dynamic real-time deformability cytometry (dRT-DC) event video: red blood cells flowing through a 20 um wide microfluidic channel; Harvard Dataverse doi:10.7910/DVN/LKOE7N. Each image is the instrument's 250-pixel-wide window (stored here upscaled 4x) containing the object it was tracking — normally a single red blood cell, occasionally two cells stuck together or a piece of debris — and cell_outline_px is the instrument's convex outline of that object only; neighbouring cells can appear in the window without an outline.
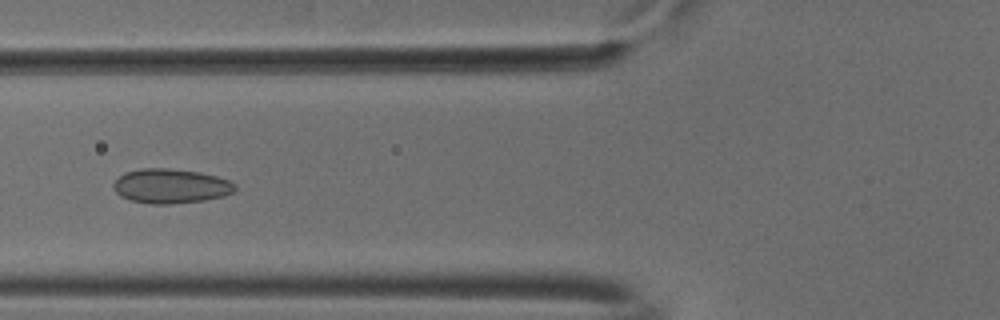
{"species": "common noctule bat (a hibernating species)", "species_latin": "Nyctalus noctula", "temperature_condition": "cold", "stored_images_in_passage": 53, "camera_frame_rate_fps": 3000, "um_per_image_px": 0.085, "animal": {"sex": "male", "body_mass_g": 18.8}, "frame": {"image": 1, "passage_image": 20, "time_ms": 6.333, "image_size_px": [1000, 320], "cell_outline_px": [[236, 188], [232, 192], [224, 196], [204, 200], [168, 204], [152, 204], [132, 200], [120, 196], [116, 192], [112, 184], [124, 172], [140, 168], [168, 168], [200, 172], [216, 176], [228, 180], [236, 184]], "centroid_in_image_um": [14.51, 15.8], "position_along_channel_um": 111.3, "area_um2": 24.39}}
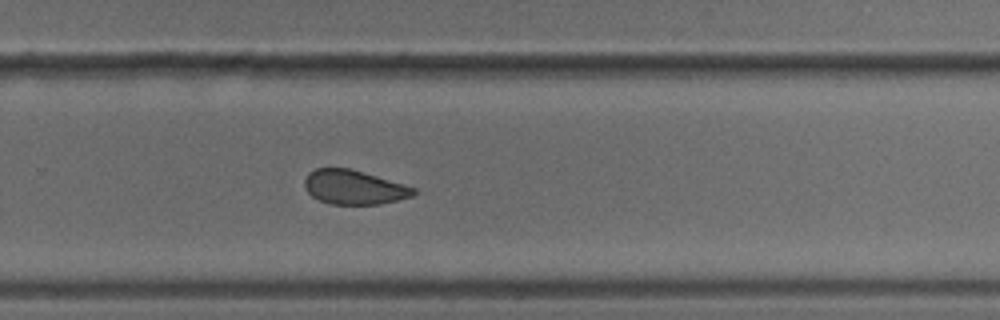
{"frame": {"image": 2, "passage_image": 35, "time_ms": 11.333, "image_size_px": [1000, 320], "cell_outline_px": [[416, 192], [412, 196], [380, 204], [328, 204], [312, 196], [304, 188], [304, 180], [308, 172], [316, 168], [348, 168], [364, 172], [404, 184], [416, 188]], "centroid_in_image_um": [30.06, 15.91], "position_along_channel_um": 299.7, "area_um2": 21.73}}
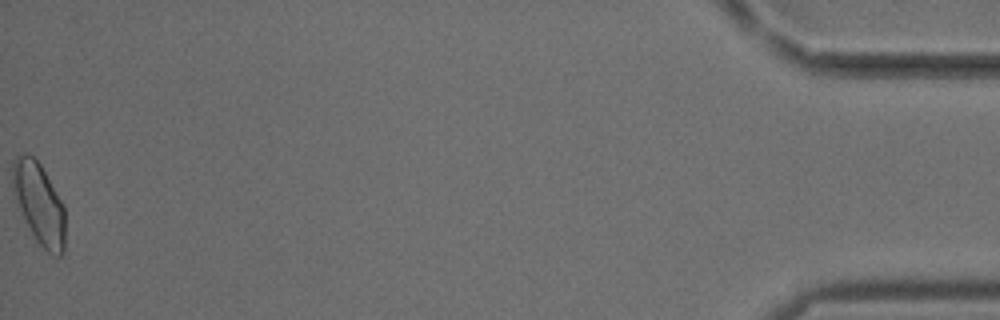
{"frame": {"image": 3, "passage_image": 53, "time_ms": 17.333, "image_size_px": [1000, 320], "cell_outline_px": [[64, 252], [60, 256], [52, 256], [36, 240], [24, 220], [16, 200], [12, 184], [12, 168], [16, 156], [24, 152], [32, 156], [40, 164], [64, 204]], "centroid_in_image_um": [3.33, 17.31], "position_along_channel_um": 431.9, "area_um2": 24.8}, "authors_computed_cell_mechanics": {"area_um2": 23.6402, "velocity_mm_per_s": 3.7631, "shape_relaxation_time_tau1_ms": null, "shape_relaxation_time_tau2_ms": 2.0446, "deformation_change_tau1": null, "deformation_change_tau2": 0.0638}}